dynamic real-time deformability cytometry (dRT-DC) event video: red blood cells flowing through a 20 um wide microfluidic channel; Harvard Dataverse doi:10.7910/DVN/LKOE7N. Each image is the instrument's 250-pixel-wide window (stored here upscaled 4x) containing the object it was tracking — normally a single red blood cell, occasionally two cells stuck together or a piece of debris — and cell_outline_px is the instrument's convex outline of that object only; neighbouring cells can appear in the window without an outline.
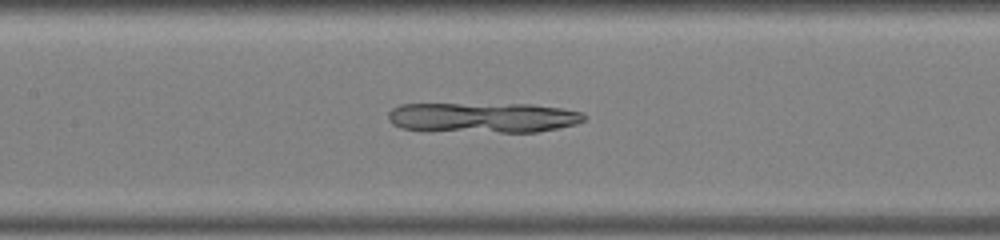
{"species": "common noctule bat (a hibernating species)", "species_latin": "Nyctalus noctula", "temperature_condition": "warm", "stored_images_in_passage": 33, "camera_frame_rate_fps": 3000, "um_per_image_px": 0.085, "animal": {"sex": "male", "body_mass_g": 19.0, "forearm_length_mm": 50.8}, "frame": {"image": 1, "passage_image": 9, "time_ms": 2.667, "image_size_px": [1000, 240], "cell_outline_px": [[588, 116], [584, 120], [576, 124], [536, 132], [424, 132], [400, 128], [392, 124], [388, 120], [388, 112], [392, 108], [400, 104], [532, 104], [560, 108], [584, 112]], "centroid_in_image_um": [40.98, 10.01], "position_along_channel_um": 166.4, "area_um2": 35.32}}
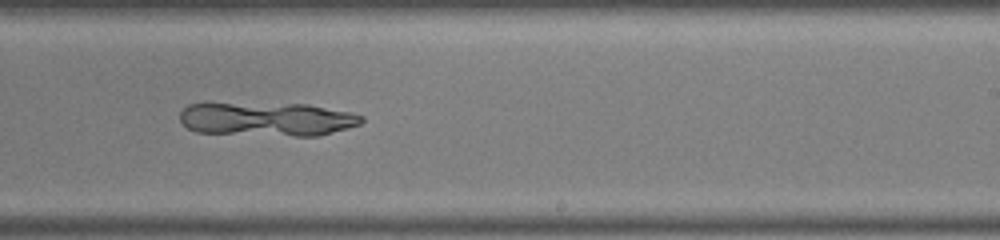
{"frame": {"image": 2, "passage_image": 16, "time_ms": 5.0, "image_size_px": [1000, 240], "cell_outline_px": [[364, 120], [360, 124], [348, 128], [320, 136], [296, 136], [196, 132], [188, 128], [180, 120], [180, 112], [188, 104], [204, 100], [308, 104], [352, 112], [364, 116]], "centroid_in_image_um": [22.63, 10.07], "position_along_channel_um": 266.4, "area_um2": 37.34}}
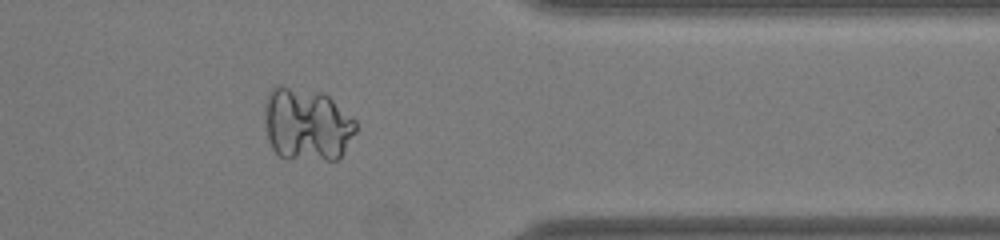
{"frame": {"image": 3, "passage_image": 25, "time_ms": 8.0, "image_size_px": [1000, 240], "cell_outline_px": [[356, 132], [340, 156], [336, 160], [284, 160], [272, 148], [268, 140], [264, 120], [264, 104], [268, 92], [276, 84], [280, 84], [324, 92], [356, 120]], "centroid_in_image_um": [26.04, 10.56], "position_along_channel_um": 385.4, "area_um2": 39.77}}